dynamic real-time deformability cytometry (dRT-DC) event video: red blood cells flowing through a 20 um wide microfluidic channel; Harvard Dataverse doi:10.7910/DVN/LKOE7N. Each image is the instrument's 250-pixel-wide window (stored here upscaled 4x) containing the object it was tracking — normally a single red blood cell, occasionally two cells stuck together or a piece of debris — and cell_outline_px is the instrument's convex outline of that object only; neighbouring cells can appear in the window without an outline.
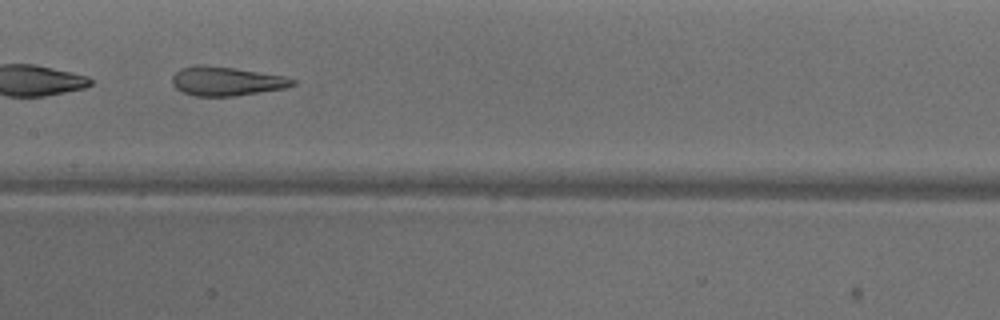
{"species": "common noctule bat (a hibernating species)", "species_latin": "Nyctalus noctula", "temperature_condition": "warm", "stored_images_in_passage": 40, "camera_frame_rate_fps": 3000, "um_per_image_px": 0.085, "animal": {"sex": "male", "body_mass_g": 18.8}, "frame": {"image": 1, "passage_image": 23, "time_ms": 7.333, "image_size_px": [1000, 320], "cell_outline_px": [[296, 84], [284, 88], [236, 96], [196, 96], [184, 92], [176, 88], [172, 84], [172, 76], [180, 68], [204, 64], [236, 68], [284, 76], [296, 80]], "centroid_in_image_um": [19.24, 6.89], "position_along_channel_um": 188.2, "area_um2": 20.35}, "authors_computed_cell_mechanics": {"area_um2": 22.6576, "velocity_mm_per_s": 3.9582, "shape_relaxation_time_tau1_ms": null, "shape_relaxation_time_tau2_ms": 1.8739, "deformation_change_tau1": null, "deformation_change_tau2": 0.1087}}